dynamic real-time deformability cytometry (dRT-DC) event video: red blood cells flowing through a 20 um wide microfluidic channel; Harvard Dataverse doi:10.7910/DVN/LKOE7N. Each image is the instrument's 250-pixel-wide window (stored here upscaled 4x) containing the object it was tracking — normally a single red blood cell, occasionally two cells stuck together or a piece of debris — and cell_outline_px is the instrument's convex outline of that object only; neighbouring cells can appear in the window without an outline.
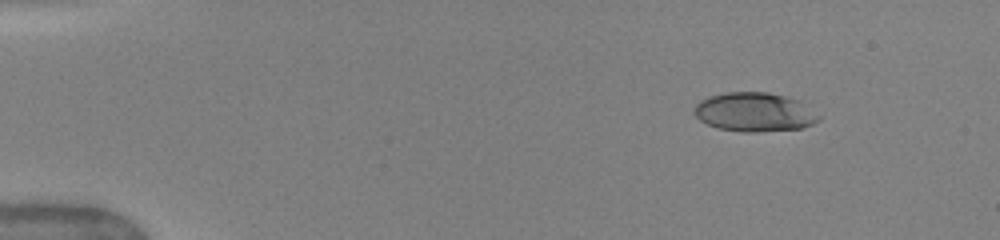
{"species": "human", "species_latin": "Homo sapiens", "temperature_condition": "warm", "stored_images_in_passage": 32, "camera_frame_rate_fps": 3000, "um_per_image_px": 0.085, "donor": {"sex": "female"}, "frame": {"image": 1, "passage_image": 4, "time_ms": 1.667, "image_size_px": [1000, 240], "cell_outline_px": [[820, 120], [812, 124], [800, 128], [756, 132], [744, 132], [716, 128], [700, 120], [692, 112], [696, 104], [700, 100], [708, 96], [728, 92], [768, 92], [800, 100], [820, 116]], "centroid_in_image_um": [64.11, 9.52], "position_along_channel_um": 20.9, "area_um2": 28.38}}
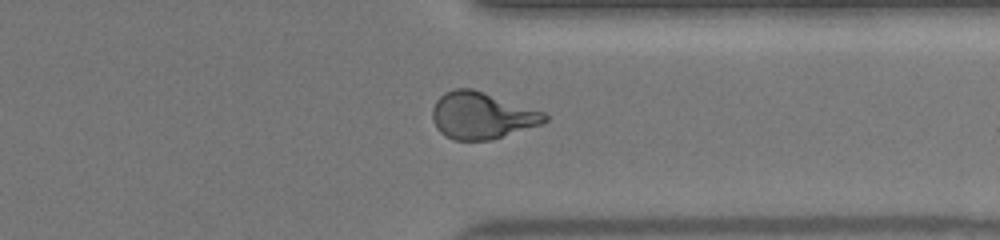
{"frame": {"image": 2, "passage_image": 23, "time_ms": 13.0, "image_size_px": [1000, 240], "cell_outline_px": [[548, 120], [544, 124], [492, 140], [452, 140], [444, 136], [436, 128], [432, 120], [432, 108], [436, 100], [444, 92], [456, 88], [472, 88], [544, 112], [548, 116]], "centroid_in_image_um": [40.94, 9.83], "position_along_channel_um": 370.5, "area_um2": 30.92}}
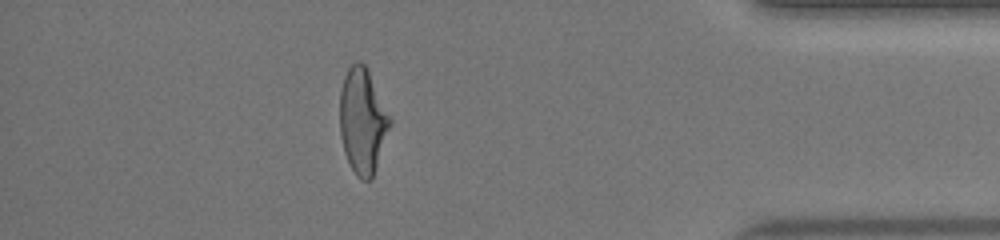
{"frame": {"image": 3, "passage_image": 28, "time_ms": 14.667, "image_size_px": [1000, 240], "cell_outline_px": [[392, 124], [372, 180], [364, 180], [356, 176], [344, 152], [340, 136], [340, 92], [344, 76], [348, 68], [356, 60], [360, 60], [364, 64], [392, 120]], "centroid_in_image_um": [30.82, 10.31], "position_along_channel_um": 404.4, "area_um2": 30.69}, "authors_computed_cell_mechanics": {"area_um2": 29.9404, "velocity_mm_per_s": 4.0111, "shape_relaxation_time_tau1_ms": 4.2001, "shape_relaxation_time_tau2_ms": null, "deformation_change_tau1": 0.1822, "deformation_change_tau2": null}}